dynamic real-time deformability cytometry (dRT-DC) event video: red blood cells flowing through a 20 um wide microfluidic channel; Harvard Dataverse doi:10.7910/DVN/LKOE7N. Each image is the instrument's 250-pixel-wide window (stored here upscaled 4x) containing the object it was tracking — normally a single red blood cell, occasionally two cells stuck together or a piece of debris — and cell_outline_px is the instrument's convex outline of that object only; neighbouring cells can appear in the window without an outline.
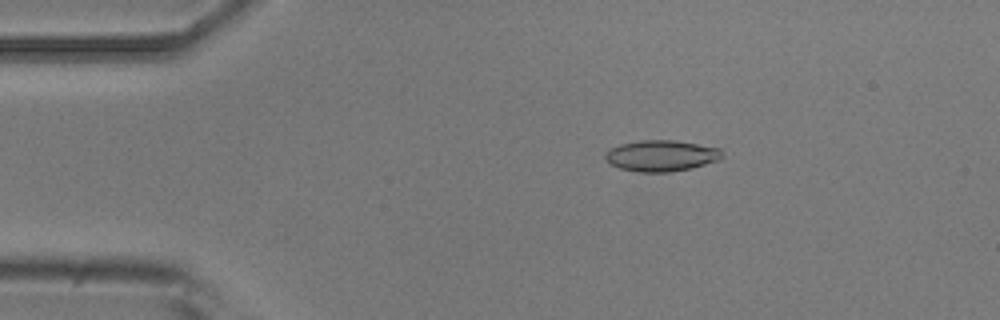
{"species": "common noctule bat (a hibernating species)", "species_latin": "Nyctalus noctula", "temperature_condition": "room temperature", "stored_images_in_passage": 6, "camera_frame_rate_fps": 3000, "um_per_image_px": 0.085, "animal": {"sex": "male", "body_mass_g": 20.5, "forearm_length_mm": 52.5}, "frame": {"image": 1, "passage_image": 3, "time_ms": 2.333, "image_size_px": [1000, 320], "cell_outline_px": [[724, 156], [720, 160], [692, 168], [668, 172], [640, 172], [620, 168], [604, 160], [604, 156], [612, 148], [620, 144], [640, 140], [676, 140], [720, 148], [724, 152]], "centroid_in_image_um": [56.26, 13.23], "position_along_channel_um": 28.7, "area_um2": 21.27}}
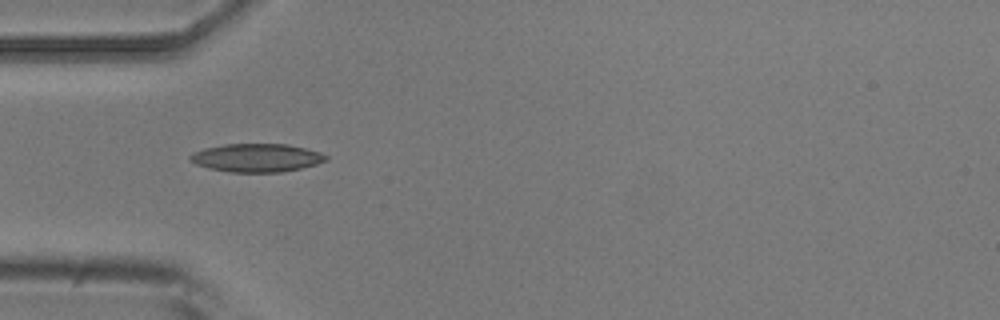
{"frame": {"image": 2, "passage_image": 5, "time_ms": 4.667, "image_size_px": [1000, 320], "cell_outline_px": [[328, 160], [316, 164], [300, 168], [280, 172], [232, 172], [208, 168], [196, 164], [188, 160], [188, 156], [192, 152], [204, 148], [224, 144], [288, 144], [320, 152], [328, 156]], "centroid_in_image_um": [21.78, 13.4], "position_along_channel_um": 63.2, "area_um2": 22.43}}
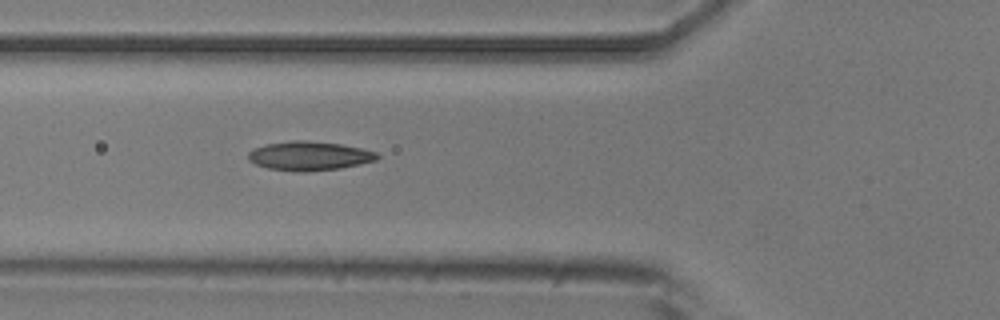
{"frame": {"image": 3, "passage_image": 6, "time_ms": 5.667, "image_size_px": [1000, 320], "cell_outline_px": [[380, 156], [376, 160], [360, 164], [340, 168], [304, 172], [300, 172], [268, 168], [256, 164], [248, 160], [248, 152], [252, 148], [264, 144], [292, 140], [304, 140], [340, 144], [364, 148], [376, 152]], "centroid_in_image_um": [26.27, 13.24], "position_along_channel_um": 99.5, "area_um2": 21.96}}